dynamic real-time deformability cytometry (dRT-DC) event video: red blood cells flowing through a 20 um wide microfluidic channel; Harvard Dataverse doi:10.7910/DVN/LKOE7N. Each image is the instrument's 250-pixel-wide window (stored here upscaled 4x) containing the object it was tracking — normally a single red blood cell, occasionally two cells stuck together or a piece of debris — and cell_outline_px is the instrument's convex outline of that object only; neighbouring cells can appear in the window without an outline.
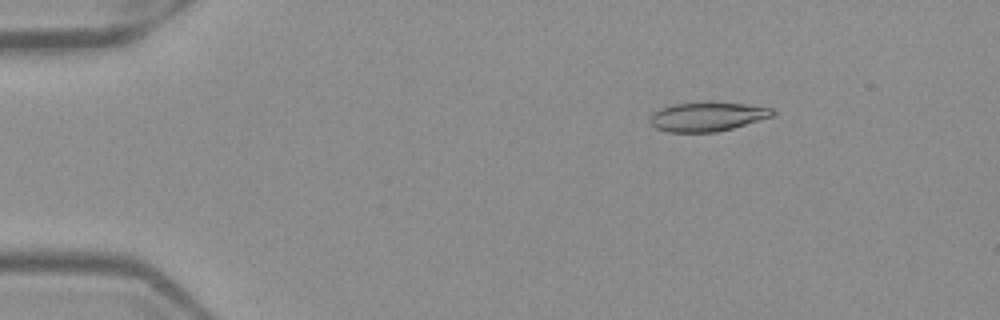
{"species": "Egyptian fruit bat (a non-hibernating species)", "species_latin": "Rousettus aegyptiacus", "temperature_condition": "warm", "stored_images_in_passage": 51, "camera_frame_rate_fps": 3000, "um_per_image_px": 0.085, "frame": {"image": 1, "passage_image": 8, "time_ms": 2.333, "image_size_px": [1000, 320], "cell_outline_px": [[776, 112], [772, 116], [732, 128], [716, 132], [668, 132], [656, 128], [648, 120], [648, 116], [652, 112], [660, 108], [672, 104], [712, 100], [744, 104], [772, 108]], "centroid_in_image_um": [60.06, 9.88], "position_along_channel_um": 24.9, "area_um2": 21.27}}
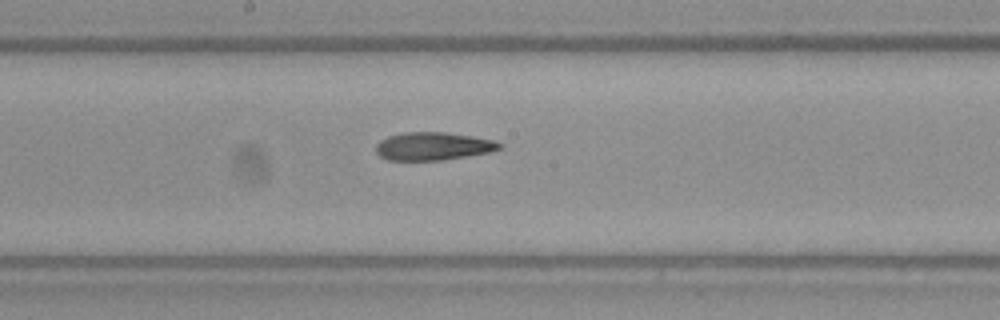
{"frame": {"image": 2, "passage_image": 28, "time_ms": 9.0, "image_size_px": [1000, 320], "cell_outline_px": [[504, 148], [488, 152], [440, 160], [388, 160], [380, 156], [376, 152], [376, 144], [380, 140], [388, 136], [404, 132], [444, 132], [472, 136], [492, 140], [504, 144]], "centroid_in_image_um": [36.8, 12.42], "position_along_channel_um": 211.4, "area_um2": 20.06}}
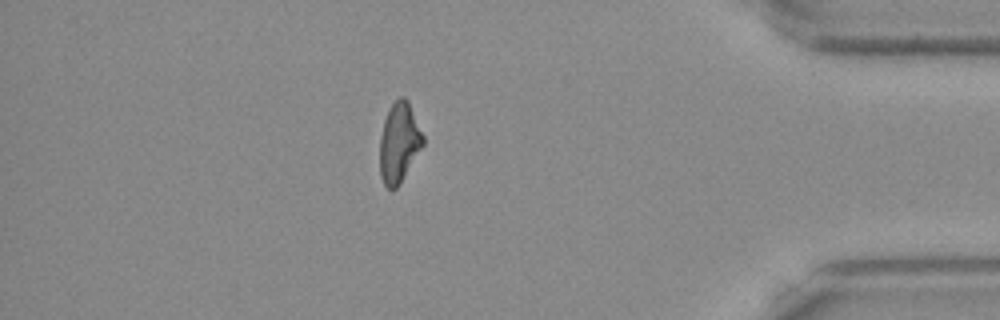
{"frame": {"image": 3, "passage_image": 45, "time_ms": 14.667, "image_size_px": [1000, 320], "cell_outline_px": [[424, 144], [400, 184], [392, 192], [384, 184], [380, 176], [380, 136], [384, 120], [388, 108], [400, 96], [404, 96], [408, 100], [424, 136]], "centroid_in_image_um": [33.92, 12.13], "position_along_channel_um": 401.3, "area_um2": 20.29}, "authors_computed_cell_mechanics": {"area_um2": 20.9814, "velocity_mm_per_s": 3.9928, "shape_relaxation_time_tau1_ms": null, "shape_relaxation_time_tau2_ms": 4.6742, "deformation_change_tau1": null, "deformation_change_tau2": 0.1526}}